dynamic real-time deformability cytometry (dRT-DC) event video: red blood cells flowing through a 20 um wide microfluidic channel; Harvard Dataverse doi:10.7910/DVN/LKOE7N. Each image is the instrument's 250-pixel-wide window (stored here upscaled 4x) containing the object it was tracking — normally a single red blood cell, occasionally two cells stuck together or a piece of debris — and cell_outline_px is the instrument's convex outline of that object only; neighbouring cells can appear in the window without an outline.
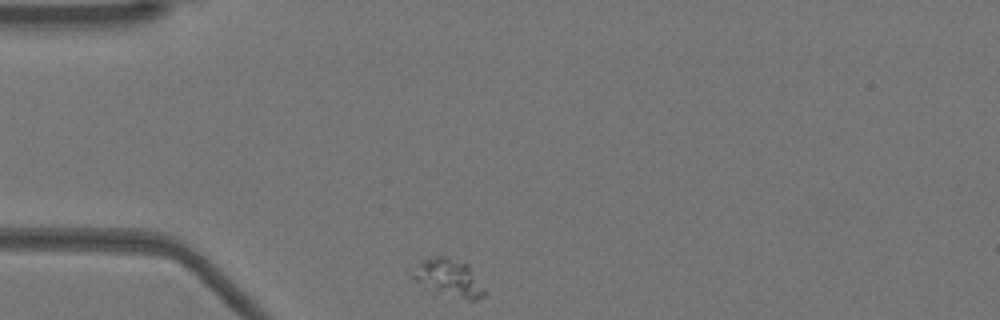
{"species": "Egyptian fruit bat (a non-hibernating species)", "species_latin": "Rousettus aegyptiacus", "temperature_condition": "warm", "stored_images_in_passage": 46, "segment_of_instrument_passage": [1, 2], "camera_frame_rate_fps": 3000, "um_per_image_px": 0.085, "animal": {"sex": "female"}, "frame": {"image": 1, "passage_image": 1, "time_ms": 0.0, "image_size_px": [1000, 320], "cell_outline_px": [[488, 292], [484, 296], [476, 300], [468, 300], [436, 292], [408, 276], [408, 272], [420, 260], [432, 256], [448, 256], [468, 264]], "centroid_in_image_um": [38.12, 23.59], "position_along_channel_um": 46.9, "area_um2": 16.18}}
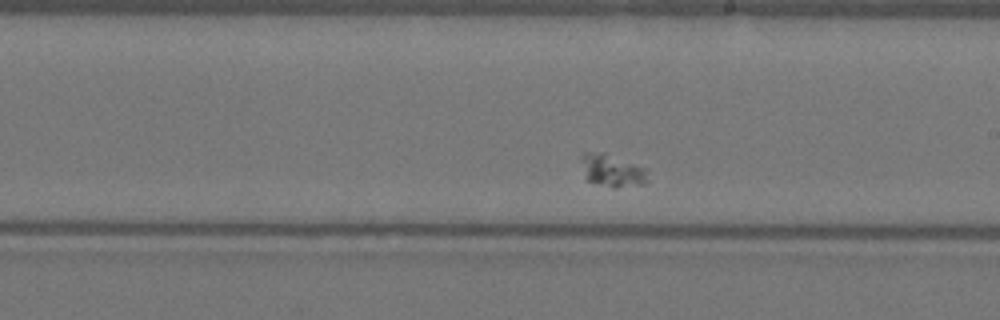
{"frame": {"image": 2, "passage_image": 20, "time_ms": 6.333, "image_size_px": [1000, 320], "cell_outline_px": [[648, 180], [644, 184], [616, 188], [612, 188], [588, 180], [580, 160], [580, 156], [584, 152], [604, 152], [648, 168]], "centroid_in_image_um": [52.08, 14.48], "position_along_channel_um": 236.9, "area_um2": 12.77}}
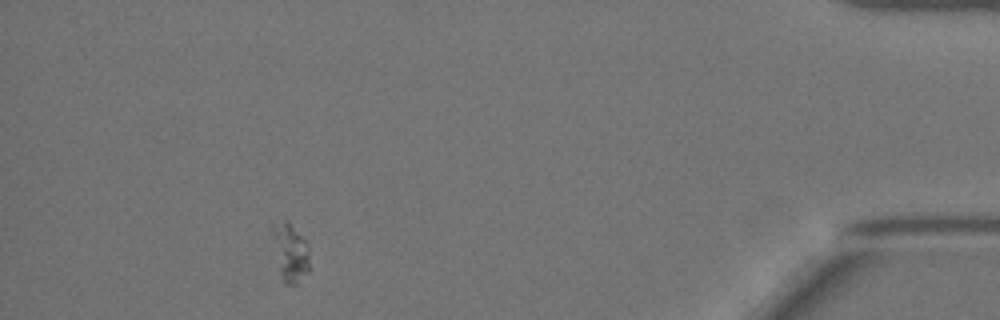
{"frame": {"image": 3, "passage_image": 40, "time_ms": 13.0, "image_size_px": [1000, 320], "cell_outline_px": [[308, 272], [296, 284], [284, 284], [280, 276], [272, 232], [272, 224], [284, 216], [288, 220], [308, 244]], "centroid_in_image_um": [24.65, 21.4], "position_along_channel_um": 410.5, "area_um2": 12.6}}